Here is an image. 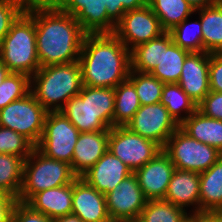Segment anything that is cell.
Returning <instances> with one entry per match:
<instances>
[{"mask_svg": "<svg viewBox=\"0 0 222 222\" xmlns=\"http://www.w3.org/2000/svg\"><path fill=\"white\" fill-rule=\"evenodd\" d=\"M81 132L110 130L91 108V87L83 85L77 96L68 100L60 110Z\"/></svg>", "mask_w": 222, "mask_h": 222, "instance_id": "obj_20", "label": "cell"}, {"mask_svg": "<svg viewBox=\"0 0 222 222\" xmlns=\"http://www.w3.org/2000/svg\"><path fill=\"white\" fill-rule=\"evenodd\" d=\"M29 0H0V44L11 25L25 11Z\"/></svg>", "mask_w": 222, "mask_h": 222, "instance_id": "obj_37", "label": "cell"}, {"mask_svg": "<svg viewBox=\"0 0 222 222\" xmlns=\"http://www.w3.org/2000/svg\"><path fill=\"white\" fill-rule=\"evenodd\" d=\"M203 115L222 121V93L210 91L197 105Z\"/></svg>", "mask_w": 222, "mask_h": 222, "instance_id": "obj_38", "label": "cell"}, {"mask_svg": "<svg viewBox=\"0 0 222 222\" xmlns=\"http://www.w3.org/2000/svg\"><path fill=\"white\" fill-rule=\"evenodd\" d=\"M17 199L0 192V222H11L12 211Z\"/></svg>", "mask_w": 222, "mask_h": 222, "instance_id": "obj_41", "label": "cell"}, {"mask_svg": "<svg viewBox=\"0 0 222 222\" xmlns=\"http://www.w3.org/2000/svg\"><path fill=\"white\" fill-rule=\"evenodd\" d=\"M110 130L81 132L74 147L71 168L80 177L108 150Z\"/></svg>", "mask_w": 222, "mask_h": 222, "instance_id": "obj_18", "label": "cell"}, {"mask_svg": "<svg viewBox=\"0 0 222 222\" xmlns=\"http://www.w3.org/2000/svg\"><path fill=\"white\" fill-rule=\"evenodd\" d=\"M148 4V0H115L116 7L124 14L126 11L136 10Z\"/></svg>", "mask_w": 222, "mask_h": 222, "instance_id": "obj_42", "label": "cell"}, {"mask_svg": "<svg viewBox=\"0 0 222 222\" xmlns=\"http://www.w3.org/2000/svg\"><path fill=\"white\" fill-rule=\"evenodd\" d=\"M31 81V93L47 111H60L83 87L79 61L40 67Z\"/></svg>", "mask_w": 222, "mask_h": 222, "instance_id": "obj_3", "label": "cell"}, {"mask_svg": "<svg viewBox=\"0 0 222 222\" xmlns=\"http://www.w3.org/2000/svg\"><path fill=\"white\" fill-rule=\"evenodd\" d=\"M162 150L155 141L132 132L126 126L110 129L108 151L118 157L132 172L143 167Z\"/></svg>", "mask_w": 222, "mask_h": 222, "instance_id": "obj_9", "label": "cell"}, {"mask_svg": "<svg viewBox=\"0 0 222 222\" xmlns=\"http://www.w3.org/2000/svg\"><path fill=\"white\" fill-rule=\"evenodd\" d=\"M47 113L30 91L0 109V126L23 135L36 146L42 136Z\"/></svg>", "mask_w": 222, "mask_h": 222, "instance_id": "obj_7", "label": "cell"}, {"mask_svg": "<svg viewBox=\"0 0 222 222\" xmlns=\"http://www.w3.org/2000/svg\"><path fill=\"white\" fill-rule=\"evenodd\" d=\"M10 70L8 67L2 62L0 59V84L3 82V80L10 74Z\"/></svg>", "mask_w": 222, "mask_h": 222, "instance_id": "obj_47", "label": "cell"}, {"mask_svg": "<svg viewBox=\"0 0 222 222\" xmlns=\"http://www.w3.org/2000/svg\"><path fill=\"white\" fill-rule=\"evenodd\" d=\"M34 147L23 135L0 126V154L16 155L26 159Z\"/></svg>", "mask_w": 222, "mask_h": 222, "instance_id": "obj_36", "label": "cell"}, {"mask_svg": "<svg viewBox=\"0 0 222 222\" xmlns=\"http://www.w3.org/2000/svg\"><path fill=\"white\" fill-rule=\"evenodd\" d=\"M132 173L127 165L107 150L80 178L105 195Z\"/></svg>", "mask_w": 222, "mask_h": 222, "instance_id": "obj_17", "label": "cell"}, {"mask_svg": "<svg viewBox=\"0 0 222 222\" xmlns=\"http://www.w3.org/2000/svg\"><path fill=\"white\" fill-rule=\"evenodd\" d=\"M163 151L176 169L199 174L208 170L222 156L217 148L191 138L180 127L169 137Z\"/></svg>", "mask_w": 222, "mask_h": 222, "instance_id": "obj_6", "label": "cell"}, {"mask_svg": "<svg viewBox=\"0 0 222 222\" xmlns=\"http://www.w3.org/2000/svg\"><path fill=\"white\" fill-rule=\"evenodd\" d=\"M72 214L83 222H106L110 219L105 195L80 177L72 183Z\"/></svg>", "mask_w": 222, "mask_h": 222, "instance_id": "obj_16", "label": "cell"}, {"mask_svg": "<svg viewBox=\"0 0 222 222\" xmlns=\"http://www.w3.org/2000/svg\"><path fill=\"white\" fill-rule=\"evenodd\" d=\"M108 18L116 25L123 16V13L116 7L115 0H109V6H106Z\"/></svg>", "mask_w": 222, "mask_h": 222, "instance_id": "obj_44", "label": "cell"}, {"mask_svg": "<svg viewBox=\"0 0 222 222\" xmlns=\"http://www.w3.org/2000/svg\"><path fill=\"white\" fill-rule=\"evenodd\" d=\"M200 176L199 173L175 169L163 200L185 210L184 207L196 204L194 214H200Z\"/></svg>", "mask_w": 222, "mask_h": 222, "instance_id": "obj_19", "label": "cell"}, {"mask_svg": "<svg viewBox=\"0 0 222 222\" xmlns=\"http://www.w3.org/2000/svg\"><path fill=\"white\" fill-rule=\"evenodd\" d=\"M85 86L115 88L129 77L130 50L113 34H86L79 56Z\"/></svg>", "mask_w": 222, "mask_h": 222, "instance_id": "obj_2", "label": "cell"}, {"mask_svg": "<svg viewBox=\"0 0 222 222\" xmlns=\"http://www.w3.org/2000/svg\"><path fill=\"white\" fill-rule=\"evenodd\" d=\"M77 178L70 164L47 157L34 147L24 162L17 200L27 203L36 193L73 183Z\"/></svg>", "mask_w": 222, "mask_h": 222, "instance_id": "obj_5", "label": "cell"}, {"mask_svg": "<svg viewBox=\"0 0 222 222\" xmlns=\"http://www.w3.org/2000/svg\"><path fill=\"white\" fill-rule=\"evenodd\" d=\"M80 132L61 111H48L43 133L35 146L47 157L72 164Z\"/></svg>", "mask_w": 222, "mask_h": 222, "instance_id": "obj_8", "label": "cell"}, {"mask_svg": "<svg viewBox=\"0 0 222 222\" xmlns=\"http://www.w3.org/2000/svg\"><path fill=\"white\" fill-rule=\"evenodd\" d=\"M193 222H222V212H204L193 215Z\"/></svg>", "mask_w": 222, "mask_h": 222, "instance_id": "obj_43", "label": "cell"}, {"mask_svg": "<svg viewBox=\"0 0 222 222\" xmlns=\"http://www.w3.org/2000/svg\"><path fill=\"white\" fill-rule=\"evenodd\" d=\"M25 159L16 155L0 154V192L18 199Z\"/></svg>", "mask_w": 222, "mask_h": 222, "instance_id": "obj_28", "label": "cell"}, {"mask_svg": "<svg viewBox=\"0 0 222 222\" xmlns=\"http://www.w3.org/2000/svg\"><path fill=\"white\" fill-rule=\"evenodd\" d=\"M52 222H83L79 217L74 214L58 217L52 219Z\"/></svg>", "mask_w": 222, "mask_h": 222, "instance_id": "obj_46", "label": "cell"}, {"mask_svg": "<svg viewBox=\"0 0 222 222\" xmlns=\"http://www.w3.org/2000/svg\"><path fill=\"white\" fill-rule=\"evenodd\" d=\"M190 52L176 45L169 32L162 34V57L150 73L164 84L178 83L185 58Z\"/></svg>", "mask_w": 222, "mask_h": 222, "instance_id": "obj_22", "label": "cell"}, {"mask_svg": "<svg viewBox=\"0 0 222 222\" xmlns=\"http://www.w3.org/2000/svg\"><path fill=\"white\" fill-rule=\"evenodd\" d=\"M110 219L132 222L139 218L147 199L134 172L105 194Z\"/></svg>", "mask_w": 222, "mask_h": 222, "instance_id": "obj_12", "label": "cell"}, {"mask_svg": "<svg viewBox=\"0 0 222 222\" xmlns=\"http://www.w3.org/2000/svg\"><path fill=\"white\" fill-rule=\"evenodd\" d=\"M0 59L11 73L32 77L40 68L34 20L24 11L0 44Z\"/></svg>", "mask_w": 222, "mask_h": 222, "instance_id": "obj_4", "label": "cell"}, {"mask_svg": "<svg viewBox=\"0 0 222 222\" xmlns=\"http://www.w3.org/2000/svg\"><path fill=\"white\" fill-rule=\"evenodd\" d=\"M195 11L201 8L212 6L215 4L216 0H186Z\"/></svg>", "mask_w": 222, "mask_h": 222, "instance_id": "obj_45", "label": "cell"}, {"mask_svg": "<svg viewBox=\"0 0 222 222\" xmlns=\"http://www.w3.org/2000/svg\"><path fill=\"white\" fill-rule=\"evenodd\" d=\"M30 89L31 77L21 73H10L0 84V109L26 96Z\"/></svg>", "mask_w": 222, "mask_h": 222, "instance_id": "obj_34", "label": "cell"}, {"mask_svg": "<svg viewBox=\"0 0 222 222\" xmlns=\"http://www.w3.org/2000/svg\"><path fill=\"white\" fill-rule=\"evenodd\" d=\"M128 79L134 84L141 106L156 104L161 101L164 83L155 76L150 73L130 70Z\"/></svg>", "mask_w": 222, "mask_h": 222, "instance_id": "obj_32", "label": "cell"}, {"mask_svg": "<svg viewBox=\"0 0 222 222\" xmlns=\"http://www.w3.org/2000/svg\"><path fill=\"white\" fill-rule=\"evenodd\" d=\"M114 105V88L91 87V108L109 129L113 127Z\"/></svg>", "mask_w": 222, "mask_h": 222, "instance_id": "obj_35", "label": "cell"}, {"mask_svg": "<svg viewBox=\"0 0 222 222\" xmlns=\"http://www.w3.org/2000/svg\"><path fill=\"white\" fill-rule=\"evenodd\" d=\"M191 216L171 202L158 199L147 200L138 220L140 222H187Z\"/></svg>", "mask_w": 222, "mask_h": 222, "instance_id": "obj_30", "label": "cell"}, {"mask_svg": "<svg viewBox=\"0 0 222 222\" xmlns=\"http://www.w3.org/2000/svg\"><path fill=\"white\" fill-rule=\"evenodd\" d=\"M132 132L155 141L162 148L169 137L180 127L161 103L140 106L126 125Z\"/></svg>", "mask_w": 222, "mask_h": 222, "instance_id": "obj_11", "label": "cell"}, {"mask_svg": "<svg viewBox=\"0 0 222 222\" xmlns=\"http://www.w3.org/2000/svg\"><path fill=\"white\" fill-rule=\"evenodd\" d=\"M26 204L50 219L72 214V183L36 193Z\"/></svg>", "mask_w": 222, "mask_h": 222, "instance_id": "obj_21", "label": "cell"}, {"mask_svg": "<svg viewBox=\"0 0 222 222\" xmlns=\"http://www.w3.org/2000/svg\"><path fill=\"white\" fill-rule=\"evenodd\" d=\"M209 86L210 91L222 93V53H210Z\"/></svg>", "mask_w": 222, "mask_h": 222, "instance_id": "obj_40", "label": "cell"}, {"mask_svg": "<svg viewBox=\"0 0 222 222\" xmlns=\"http://www.w3.org/2000/svg\"><path fill=\"white\" fill-rule=\"evenodd\" d=\"M200 176V213L222 212V156Z\"/></svg>", "mask_w": 222, "mask_h": 222, "instance_id": "obj_24", "label": "cell"}, {"mask_svg": "<svg viewBox=\"0 0 222 222\" xmlns=\"http://www.w3.org/2000/svg\"><path fill=\"white\" fill-rule=\"evenodd\" d=\"M187 222H193V215L191 216V218Z\"/></svg>", "mask_w": 222, "mask_h": 222, "instance_id": "obj_50", "label": "cell"}, {"mask_svg": "<svg viewBox=\"0 0 222 222\" xmlns=\"http://www.w3.org/2000/svg\"><path fill=\"white\" fill-rule=\"evenodd\" d=\"M165 32L159 19L147 4L142 8L126 11L116 24L113 34L131 51Z\"/></svg>", "mask_w": 222, "mask_h": 222, "instance_id": "obj_10", "label": "cell"}, {"mask_svg": "<svg viewBox=\"0 0 222 222\" xmlns=\"http://www.w3.org/2000/svg\"><path fill=\"white\" fill-rule=\"evenodd\" d=\"M160 102L178 124H181L197 110V104L183 91L178 83L164 84ZM181 111H186L187 116L181 117Z\"/></svg>", "mask_w": 222, "mask_h": 222, "instance_id": "obj_29", "label": "cell"}, {"mask_svg": "<svg viewBox=\"0 0 222 222\" xmlns=\"http://www.w3.org/2000/svg\"><path fill=\"white\" fill-rule=\"evenodd\" d=\"M115 105L113 127L126 126L133 118L141 104L134 84L126 79L114 88Z\"/></svg>", "mask_w": 222, "mask_h": 222, "instance_id": "obj_26", "label": "cell"}, {"mask_svg": "<svg viewBox=\"0 0 222 222\" xmlns=\"http://www.w3.org/2000/svg\"><path fill=\"white\" fill-rule=\"evenodd\" d=\"M148 5L166 32L196 12L186 0H148Z\"/></svg>", "mask_w": 222, "mask_h": 222, "instance_id": "obj_27", "label": "cell"}, {"mask_svg": "<svg viewBox=\"0 0 222 222\" xmlns=\"http://www.w3.org/2000/svg\"><path fill=\"white\" fill-rule=\"evenodd\" d=\"M162 57V35L130 51L131 70L151 73Z\"/></svg>", "mask_w": 222, "mask_h": 222, "instance_id": "obj_31", "label": "cell"}, {"mask_svg": "<svg viewBox=\"0 0 222 222\" xmlns=\"http://www.w3.org/2000/svg\"><path fill=\"white\" fill-rule=\"evenodd\" d=\"M209 52H190L185 58L178 84L198 105L210 92Z\"/></svg>", "mask_w": 222, "mask_h": 222, "instance_id": "obj_15", "label": "cell"}, {"mask_svg": "<svg viewBox=\"0 0 222 222\" xmlns=\"http://www.w3.org/2000/svg\"><path fill=\"white\" fill-rule=\"evenodd\" d=\"M215 4L222 9V0H216Z\"/></svg>", "mask_w": 222, "mask_h": 222, "instance_id": "obj_48", "label": "cell"}, {"mask_svg": "<svg viewBox=\"0 0 222 222\" xmlns=\"http://www.w3.org/2000/svg\"><path fill=\"white\" fill-rule=\"evenodd\" d=\"M180 128L191 138L217 148L222 153V121L203 115L196 110Z\"/></svg>", "mask_w": 222, "mask_h": 222, "instance_id": "obj_23", "label": "cell"}, {"mask_svg": "<svg viewBox=\"0 0 222 222\" xmlns=\"http://www.w3.org/2000/svg\"><path fill=\"white\" fill-rule=\"evenodd\" d=\"M106 222H123V221H117V220L109 219V220L106 221Z\"/></svg>", "mask_w": 222, "mask_h": 222, "instance_id": "obj_49", "label": "cell"}, {"mask_svg": "<svg viewBox=\"0 0 222 222\" xmlns=\"http://www.w3.org/2000/svg\"><path fill=\"white\" fill-rule=\"evenodd\" d=\"M11 222H52V219L34 211L28 204L17 201L12 211Z\"/></svg>", "mask_w": 222, "mask_h": 222, "instance_id": "obj_39", "label": "cell"}, {"mask_svg": "<svg viewBox=\"0 0 222 222\" xmlns=\"http://www.w3.org/2000/svg\"><path fill=\"white\" fill-rule=\"evenodd\" d=\"M175 166L169 156L162 150L143 167L137 169L139 186L147 200L164 199Z\"/></svg>", "mask_w": 222, "mask_h": 222, "instance_id": "obj_14", "label": "cell"}, {"mask_svg": "<svg viewBox=\"0 0 222 222\" xmlns=\"http://www.w3.org/2000/svg\"><path fill=\"white\" fill-rule=\"evenodd\" d=\"M63 12L75 17L87 34L114 33L116 25L108 18L109 0H50Z\"/></svg>", "mask_w": 222, "mask_h": 222, "instance_id": "obj_13", "label": "cell"}, {"mask_svg": "<svg viewBox=\"0 0 222 222\" xmlns=\"http://www.w3.org/2000/svg\"><path fill=\"white\" fill-rule=\"evenodd\" d=\"M187 19L188 18L169 31L173 42L189 52H204L201 21L199 20V22L196 21L189 25L187 24ZM190 28H193L194 32L191 31L192 29ZM195 31L197 32L195 33Z\"/></svg>", "mask_w": 222, "mask_h": 222, "instance_id": "obj_33", "label": "cell"}, {"mask_svg": "<svg viewBox=\"0 0 222 222\" xmlns=\"http://www.w3.org/2000/svg\"><path fill=\"white\" fill-rule=\"evenodd\" d=\"M25 12L35 22L40 67L79 60L87 33L74 16L50 0H29Z\"/></svg>", "mask_w": 222, "mask_h": 222, "instance_id": "obj_1", "label": "cell"}, {"mask_svg": "<svg viewBox=\"0 0 222 222\" xmlns=\"http://www.w3.org/2000/svg\"><path fill=\"white\" fill-rule=\"evenodd\" d=\"M199 10L204 52L222 53V9L214 4Z\"/></svg>", "mask_w": 222, "mask_h": 222, "instance_id": "obj_25", "label": "cell"}]
</instances>
